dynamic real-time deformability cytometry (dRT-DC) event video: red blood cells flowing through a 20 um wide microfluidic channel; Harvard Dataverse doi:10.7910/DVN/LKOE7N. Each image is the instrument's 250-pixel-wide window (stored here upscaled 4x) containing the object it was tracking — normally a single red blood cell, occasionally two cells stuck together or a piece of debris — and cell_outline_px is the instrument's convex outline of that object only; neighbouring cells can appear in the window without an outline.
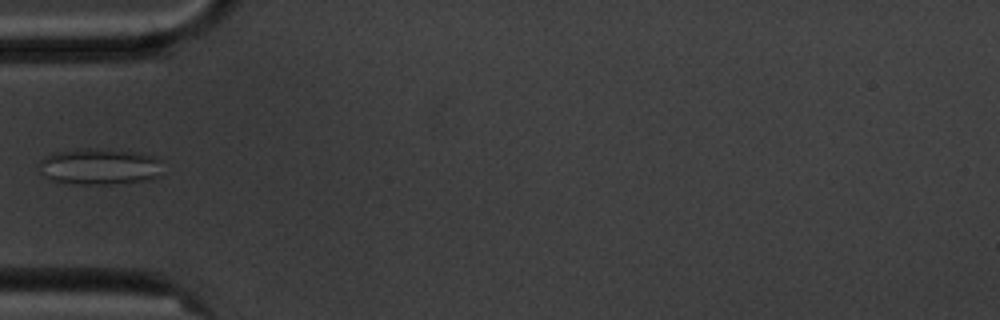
{"species": "common noctule bat (a hibernating species)", "species_latin": "Nyctalus noctula", "temperature_condition": "cold", "stored_images_in_passage": 4, "camera_frame_rate_fps": 3000, "um_per_image_px": 0.085, "animal": {"sex": "male", "body_mass_g": 20.1, "forearm_length_mm": 53.5}, "frame": {"image": 1, "passage_image": 4, "time_ms": 4.333, "image_size_px": [1000, 320], "cell_outline_px": [[160, 176], [152, 180], [112, 184], [72, 184], [48, 180], [40, 172], [40, 160], [52, 152], [76, 148], [100, 148], [140, 152], [152, 156], [160, 160]], "centroid_in_image_um": [8.43, 14.15], "position_along_channel_um": 76.6, "area_um2": 26.76}}